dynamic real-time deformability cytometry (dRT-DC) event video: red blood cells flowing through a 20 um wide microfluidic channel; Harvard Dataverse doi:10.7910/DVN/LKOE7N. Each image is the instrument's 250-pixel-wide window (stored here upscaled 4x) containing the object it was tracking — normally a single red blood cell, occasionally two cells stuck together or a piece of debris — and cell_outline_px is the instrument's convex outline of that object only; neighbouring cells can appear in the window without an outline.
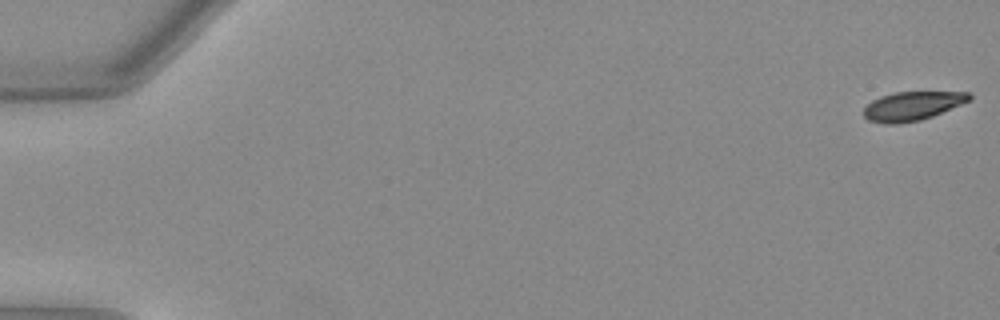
{"species": "Egyptian fruit bat (a non-hibernating species)", "species_latin": "Rousettus aegyptiacus", "temperature_condition": "warm", "stored_images_in_passage": 52, "camera_frame_rate_fps": 3000, "um_per_image_px": 0.085, "animal": {"sex": "female"}, "frame": {"image": 1, "passage_image": 1, "time_ms": 0.0, "image_size_px": [1000, 320], "cell_outline_px": [[972, 100], [932, 116], [920, 120], [896, 124], [884, 124], [868, 120], [864, 116], [864, 108], [872, 100], [880, 96], [896, 92], [968, 92], [972, 96]], "centroid_in_image_um": [77.54, 9.01], "position_along_channel_um": 7.5, "area_um2": 17.74}}
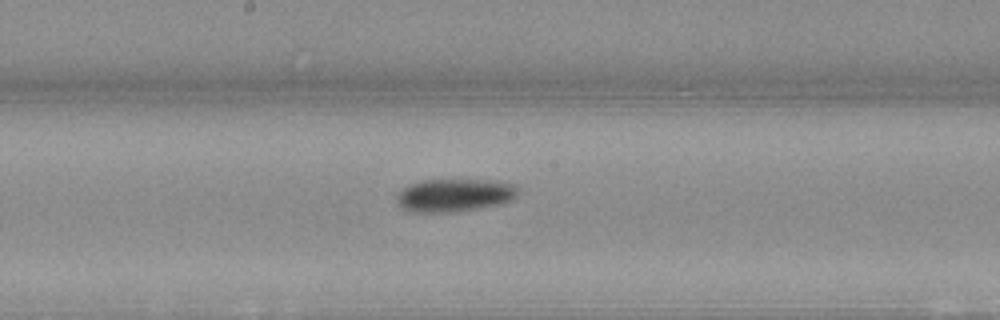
{"frame": {"image": 2, "passage_image": 29, "time_ms": 9.333, "image_size_px": [1000, 320], "cell_outline_px": [[520, 192], [512, 200], [496, 204], [472, 208], [444, 212], [412, 212], [400, 208], [396, 204], [396, 192], [400, 188], [408, 184], [420, 180], [496, 180], [516, 184], [520, 188]], "centroid_in_image_um": [38.57, 16.56], "position_along_channel_um": 209.6, "area_um2": 23.52}}
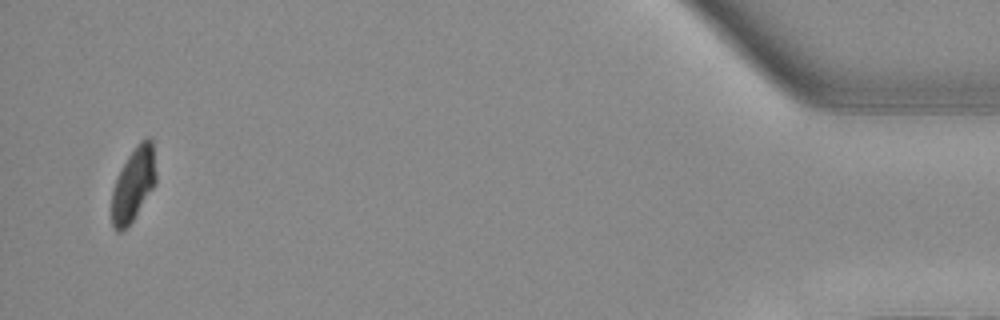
{"frame": {"image": 3, "passage_image": 51, "time_ms": 16.667, "image_size_px": [1000, 320], "cell_outline_px": [[156, 184], [132, 220], [120, 232], [112, 224], [112, 192], [116, 180], [128, 156], [140, 140], [148, 136], [152, 140], [156, 172]], "centroid_in_image_um": [11.37, 15.62], "position_along_channel_um": 423.8, "area_um2": 18.55}}